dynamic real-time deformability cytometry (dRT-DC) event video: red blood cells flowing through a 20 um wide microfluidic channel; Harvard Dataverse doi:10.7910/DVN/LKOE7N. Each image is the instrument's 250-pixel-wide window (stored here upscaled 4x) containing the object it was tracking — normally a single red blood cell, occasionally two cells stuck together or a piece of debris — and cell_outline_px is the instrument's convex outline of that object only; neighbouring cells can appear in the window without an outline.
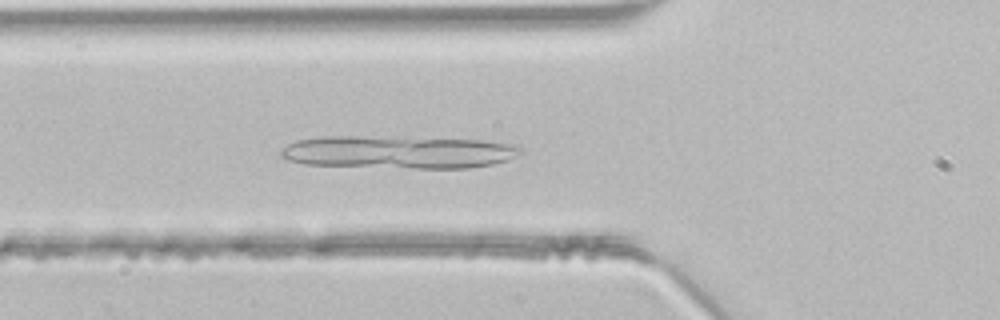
{"species": "common noctule bat (a hibernating species)", "species_latin": "Nyctalus noctula", "temperature_condition": "room temperature", "stored_images_in_passage": 46, "camera_frame_rate_fps": 3000, "um_per_image_px": 0.085, "animal": {"sex": "male", "body_mass_g": 21.5, "forearm_length_mm": 52.0}, "frame": {"image": 1, "passage_image": 16, "time_ms": 5.0, "image_size_px": [1000, 320], "cell_outline_px": [[524, 152], [508, 160], [492, 164], [468, 168], [416, 168], [304, 164], [288, 160], [280, 156], [280, 152], [288, 144], [296, 140], [324, 136], [348, 136], [484, 140], [520, 144], [524, 148]], "centroid_in_image_um": [33.94, 12.93], "position_along_channel_um": 91.9, "area_um2": 45.84}}
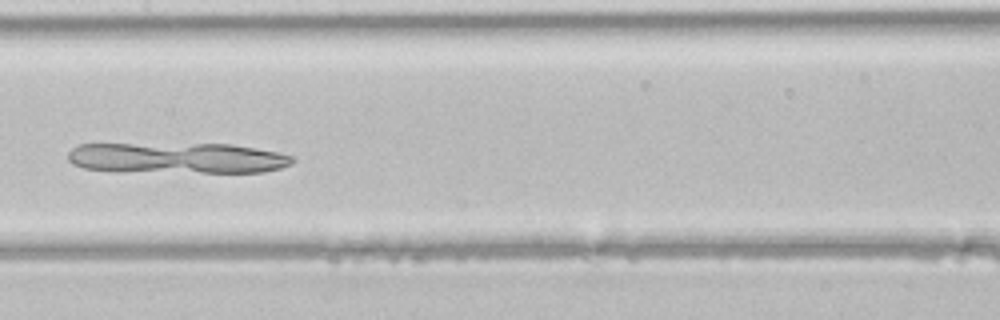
{"frame": {"image": 2, "passage_image": 23, "time_ms": 7.333, "image_size_px": [1000, 320], "cell_outline_px": [[296, 160], [292, 164], [280, 168], [264, 172], [120, 172], [84, 168], [72, 164], [68, 160], [68, 152], [76, 144], [232, 144], [256, 148], [296, 156]], "centroid_in_image_um": [15.06, 13.44], "position_along_channel_um": 192.3, "area_um2": 40.86}}
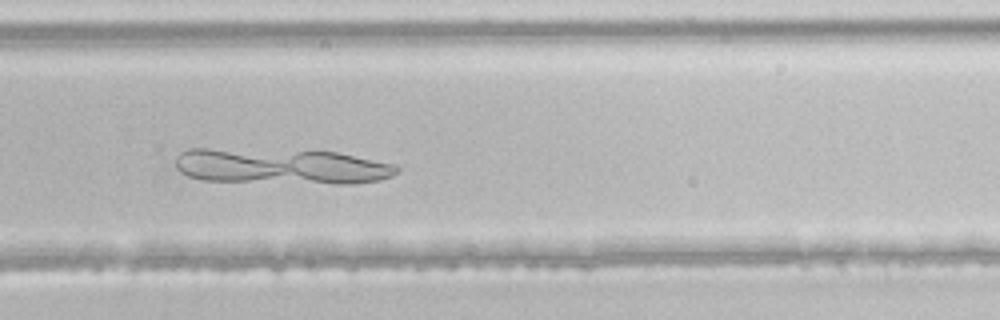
{"frame": {"image": 3, "passage_image": 31, "time_ms": 10.0, "image_size_px": [1000, 320], "cell_outline_px": [[400, 172], [392, 176], [380, 180], [356, 184], [336, 184], [200, 180], [188, 176], [180, 172], [176, 168], [176, 156], [180, 152], [188, 148], [208, 148], [336, 152], [396, 164], [400, 168]], "centroid_in_image_um": [23.92, 14.15], "position_along_channel_um": 305.9, "area_um2": 46.36}}